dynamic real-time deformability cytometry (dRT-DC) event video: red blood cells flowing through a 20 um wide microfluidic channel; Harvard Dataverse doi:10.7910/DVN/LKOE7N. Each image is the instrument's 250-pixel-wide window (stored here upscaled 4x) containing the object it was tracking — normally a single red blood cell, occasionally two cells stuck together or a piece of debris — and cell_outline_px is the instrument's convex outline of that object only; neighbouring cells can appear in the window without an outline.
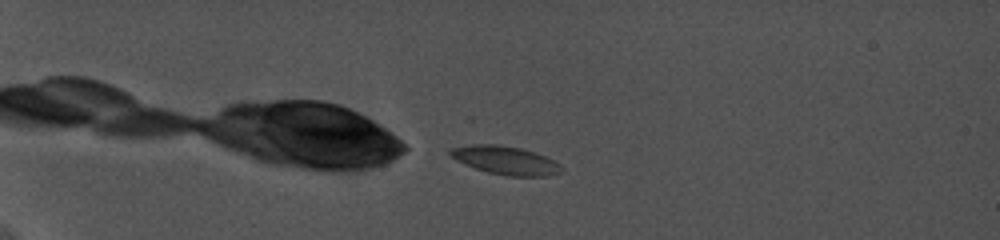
{"species": "common noctule bat (a hibernating species)", "species_latin": "Nyctalus noctula", "temperature_condition": "cold", "stored_images_in_passage": 62, "camera_frame_rate_fps": 5000, "um_per_image_px": 0.085, "animal": {"sex": "female", "body_mass_g": 19.0, "forearm_length_mm": 56.7}, "frame": {"image": 1, "passage_image": 6, "time_ms": 0.8, "image_size_px": [1000, 240], "cell_outline_px": [[564, 172], [544, 176], [508, 176], [488, 172], [464, 164], [448, 156], [448, 152], [452, 148], [472, 144], [500, 144], [520, 148], [536, 152], [560, 164], [564, 168]], "centroid_in_image_um": [42.97, 13.62], "position_along_channel_um": 42.0, "area_um2": 18.5}}
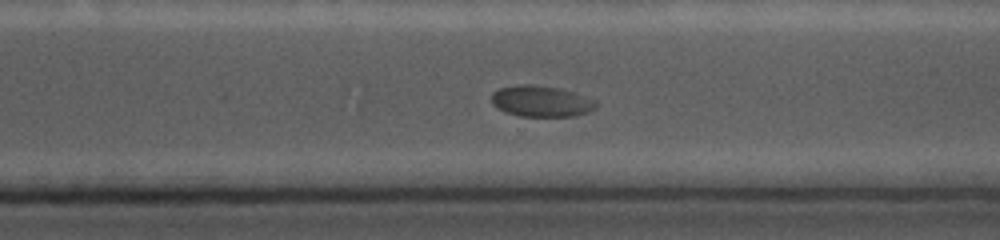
{"frame": {"image": 2, "passage_image": 52, "time_ms": 10.8, "image_size_px": [1000, 240], "cell_outline_px": [[596, 108], [588, 112], [572, 116], [520, 116], [504, 112], [496, 108], [492, 104], [492, 92], [500, 88], [520, 84], [532, 84], [560, 88], [596, 100]], "centroid_in_image_um": [45.97, 8.6], "position_along_channel_um": 324.6, "area_um2": 18.96}}
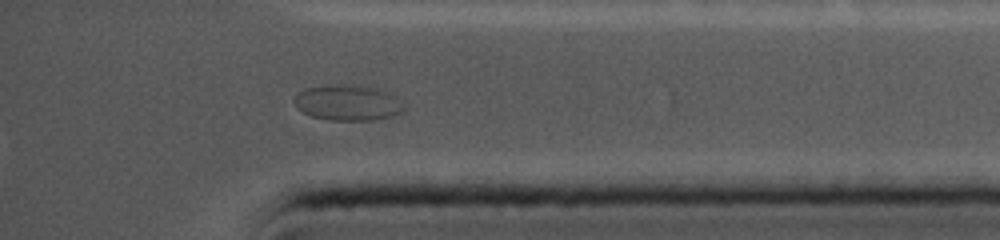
{"frame": {"image": 3, "passage_image": 59, "time_ms": 13.0, "image_size_px": [1000, 240], "cell_outline_px": [[404, 108], [400, 112], [392, 116], [372, 120], [328, 120], [312, 116], [304, 112], [292, 100], [304, 88], [352, 84], [380, 88], [388, 92], [404, 104]], "centroid_in_image_um": [29.59, 8.73], "position_along_channel_um": 405.6, "area_um2": 22.48}, "authors_computed_cell_mechanics": {"area_um2": 18.5538, "velocity_mm_per_s": 3.615, "shape_relaxation_time_tau1_ms": 5.2849, "shape_relaxation_time_tau2_ms": null, "deformation_change_tau1": 0.079, "deformation_change_tau2": null}}